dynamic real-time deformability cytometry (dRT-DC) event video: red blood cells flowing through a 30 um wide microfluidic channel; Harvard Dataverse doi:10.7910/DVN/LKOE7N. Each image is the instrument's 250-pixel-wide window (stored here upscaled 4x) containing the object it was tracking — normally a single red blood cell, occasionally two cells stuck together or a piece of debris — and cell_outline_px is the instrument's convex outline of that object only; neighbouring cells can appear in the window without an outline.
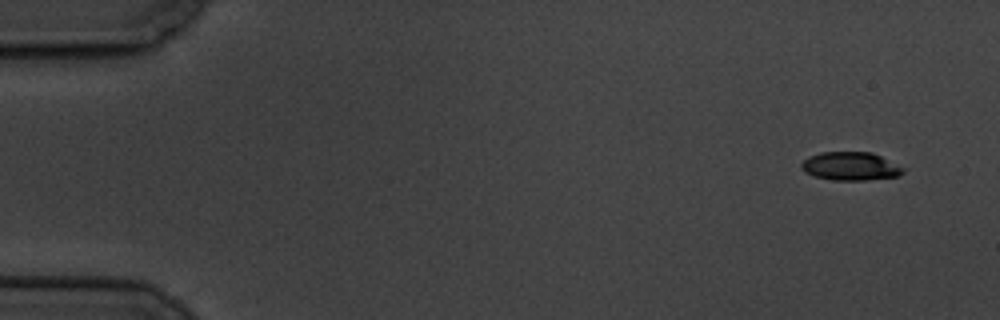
{"species": "common noctule bat (a hibernating species)", "species_latin": "Nyctalus noctula", "temperature_condition": "cold", "stored_images_in_passage": 5, "camera_frame_rate_fps": 3000, "um_per_image_px": 0.085, "animal": {"sex": "male", "body_mass_g": 19.5, "forearm_length_mm": 54.6}, "frame": {"image": 1, "passage_image": 1, "time_ms": 0.0, "image_size_px": [1000, 320], "cell_outline_px": [[908, 168], [900, 176], [864, 180], [836, 180], [816, 176], [804, 172], [800, 168], [800, 164], [808, 156], [820, 152], [872, 152]], "centroid_in_image_um": [72.34, 14.12], "position_along_channel_um": 12.7, "area_um2": 17.05}}
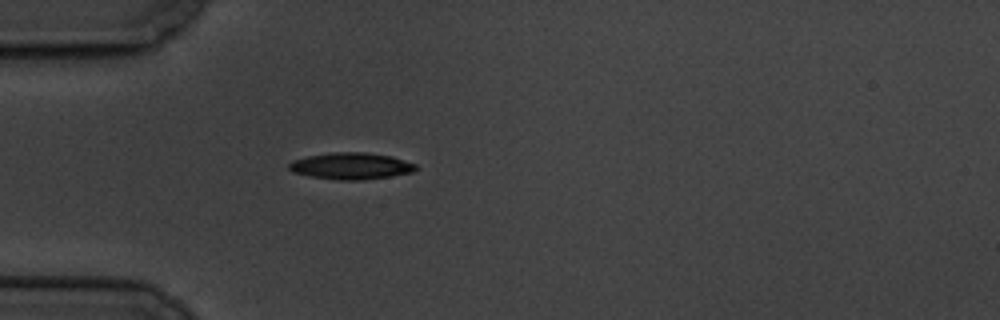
{"frame": {"image": 2, "passage_image": 5, "time_ms": 4.667, "image_size_px": [1000, 320], "cell_outline_px": [[416, 168], [412, 172], [392, 176], [364, 180], [340, 180], [308, 176], [292, 172], [288, 168], [288, 164], [292, 160], [308, 156], [332, 152], [364, 152], [392, 156], [416, 164]], "centroid_in_image_um": [29.81, 14.11], "position_along_channel_um": 55.2, "area_um2": 19.77}}